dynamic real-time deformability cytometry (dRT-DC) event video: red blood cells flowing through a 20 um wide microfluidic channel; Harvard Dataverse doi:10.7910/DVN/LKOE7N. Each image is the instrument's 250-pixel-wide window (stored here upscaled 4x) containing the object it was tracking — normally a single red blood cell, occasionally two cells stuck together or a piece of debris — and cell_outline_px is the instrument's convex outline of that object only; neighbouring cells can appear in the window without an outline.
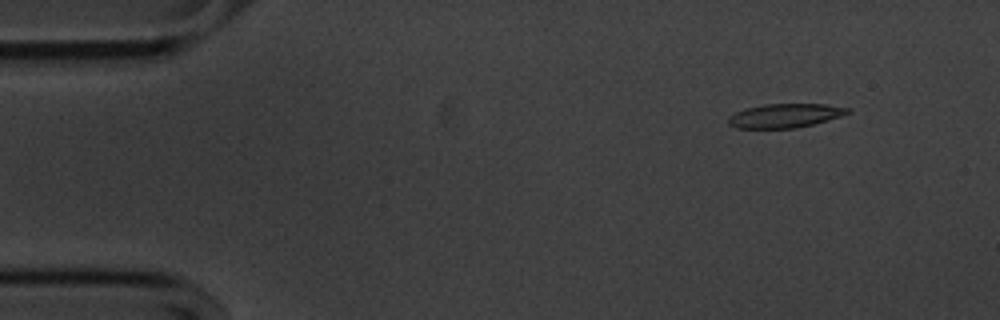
{"species": "common noctule bat (a hibernating species)", "species_latin": "Nyctalus noctula", "temperature_condition": "cold", "stored_images_in_passage": 55, "camera_frame_rate_fps": 3000, "um_per_image_px": 0.085, "animal": {"sex": "male", "body_mass_g": 20.1, "forearm_length_mm": 53.5}, "frame": {"image": 1, "passage_image": 6, "time_ms": 1.667, "image_size_px": [1000, 320], "cell_outline_px": [[852, 112], [840, 116], [812, 124], [796, 128], [736, 128], [728, 124], [728, 116], [744, 108], [764, 104], [824, 104], [852, 108]], "centroid_in_image_um": [66.71, 9.82], "position_along_channel_um": 18.3, "area_um2": 16.7}}
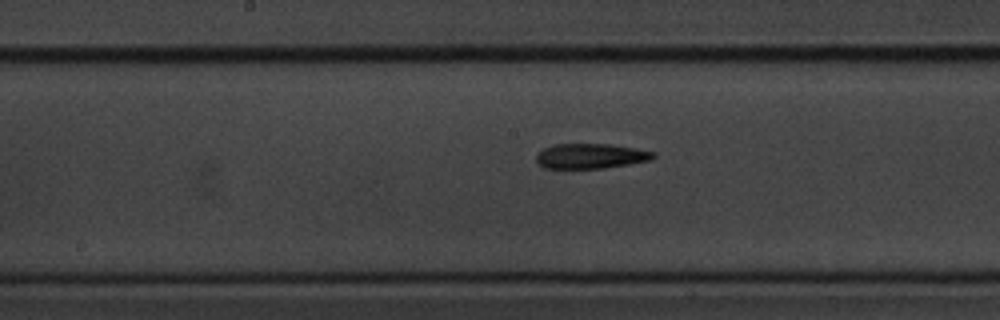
{"frame": {"image": 2, "passage_image": 28, "time_ms": 9.0, "image_size_px": [1000, 320], "cell_outline_px": [[656, 156], [652, 160], [604, 168], [544, 168], [536, 160], [536, 156], [544, 148], [552, 144], [608, 144], [636, 148], [656, 152]], "centroid_in_image_um": [50.24, 13.26], "position_along_channel_um": 198.0, "area_um2": 17.05}}
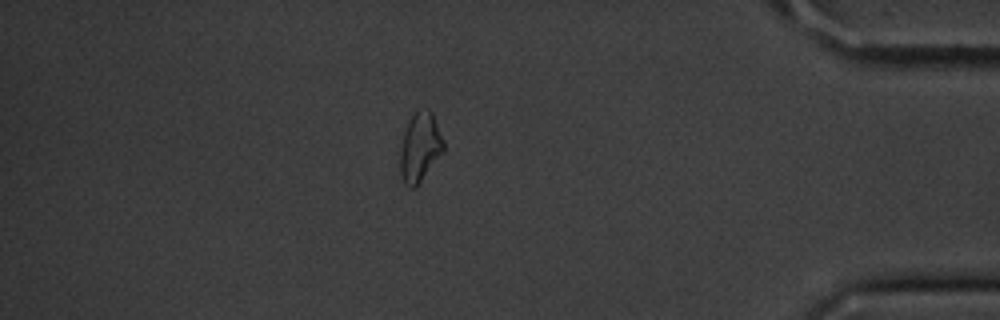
{"frame": {"image": 3, "passage_image": 48, "time_ms": 15.667, "image_size_px": [1000, 320], "cell_outline_px": [[444, 152], [416, 188], [408, 188], [404, 184], [400, 172], [400, 148], [404, 132], [408, 120], [416, 108], [428, 108], [432, 112], [444, 140]], "centroid_in_image_um": [35.7, 12.5], "position_along_channel_um": 399.5, "area_um2": 18.03}, "authors_computed_cell_mechanics": {"area_um2": 17.629, "velocity_mm_per_s": 3.5956, "shape_relaxation_time_tau1_ms": 3.9984, "shape_relaxation_time_tau2_ms": 4.1198, "deformation_change_tau1": 0.1596, "deformation_change_tau2": 0.1451}}